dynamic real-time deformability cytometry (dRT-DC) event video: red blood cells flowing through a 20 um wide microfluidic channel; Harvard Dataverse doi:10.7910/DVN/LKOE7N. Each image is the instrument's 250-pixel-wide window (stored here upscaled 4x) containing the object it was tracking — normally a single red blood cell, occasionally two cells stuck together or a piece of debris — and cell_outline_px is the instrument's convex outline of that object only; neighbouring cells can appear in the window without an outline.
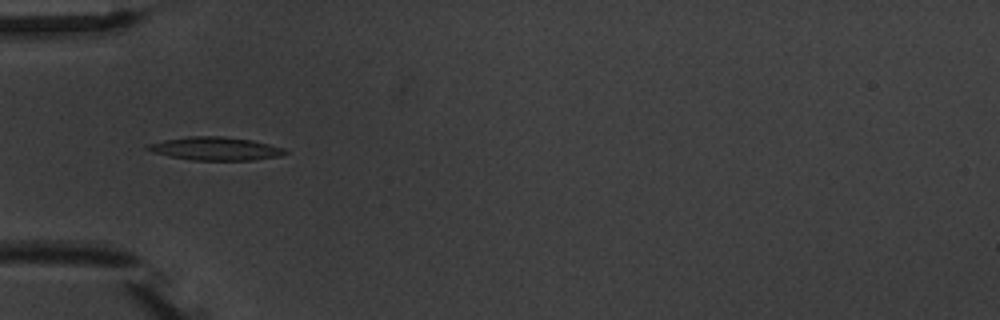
{"species": "common noctule bat (a hibernating species)", "species_latin": "Nyctalus noctula", "temperature_condition": "warm", "stored_images_in_passage": 5, "camera_frame_rate_fps": 3000, "um_per_image_px": 0.085, "animal": {"sex": "male", "body_mass_g": 20.1, "forearm_length_mm": 53.5}, "frame": {"image": 1, "passage_image": 3, "time_ms": 4.0, "image_size_px": [1000, 320], "cell_outline_px": [[288, 152], [280, 156], [252, 160], [192, 160], [168, 156], [152, 152], [144, 148], [148, 144], [164, 140], [188, 136], [224, 136], [252, 140], [284, 148]], "centroid_in_image_um": [18.29, 12.63], "position_along_channel_um": 66.7, "area_um2": 18.61}}
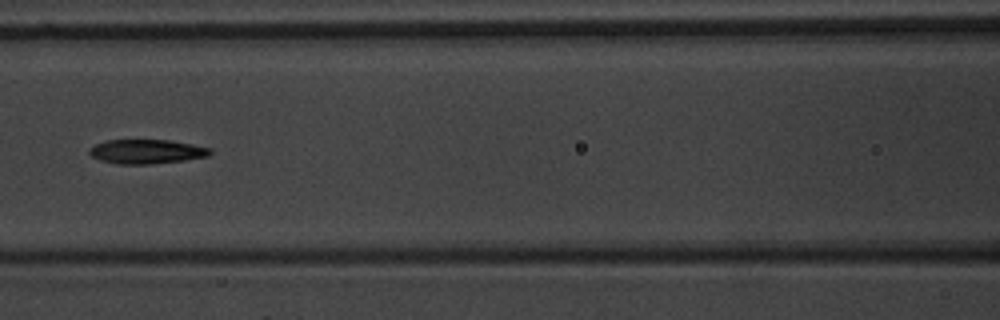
{"frame": {"image": 2, "passage_image": 5, "time_ms": 6.333, "image_size_px": [1000, 320], "cell_outline_px": [[212, 152], [208, 156], [184, 160], [152, 164], [116, 164], [100, 160], [92, 156], [88, 152], [88, 148], [104, 140], [168, 140], [192, 144], [212, 148]], "centroid_in_image_um": [12.44, 12.88], "position_along_channel_um": 154.2, "area_um2": 17.17}}